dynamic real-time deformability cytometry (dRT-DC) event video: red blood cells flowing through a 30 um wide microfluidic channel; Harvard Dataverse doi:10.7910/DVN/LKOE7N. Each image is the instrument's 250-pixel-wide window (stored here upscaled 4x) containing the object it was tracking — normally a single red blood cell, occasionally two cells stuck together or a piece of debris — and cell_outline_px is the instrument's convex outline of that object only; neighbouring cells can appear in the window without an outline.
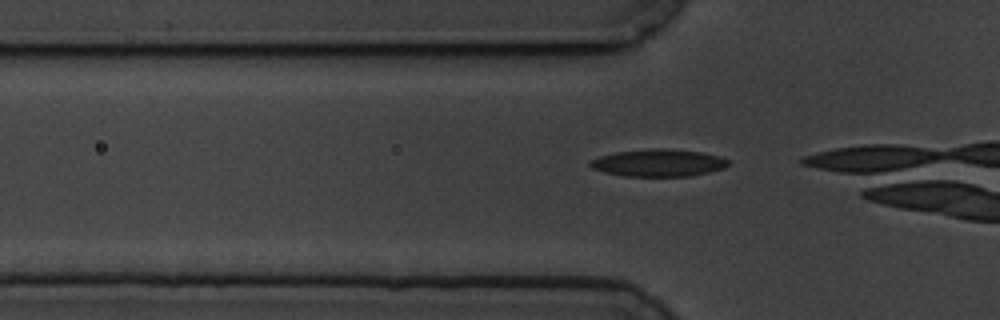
{"species": "common noctule bat (a hibernating species)", "species_latin": "Nyctalus noctula", "temperature_condition": "cold", "stored_images_in_passage": 18, "camera_frame_rate_fps": 3000, "um_per_image_px": 0.085, "animal": {"sex": "male", "body_mass_g": 19.5, "forearm_length_mm": 54.6}, "frame": {"image": 1, "passage_image": 13, "time_ms": 4.0, "image_size_px": [1000, 320], "cell_outline_px": [[728, 164], [724, 168], [708, 172], [688, 176], [624, 176], [604, 172], [592, 168], [588, 164], [588, 160], [600, 156], [616, 152], [652, 148], [664, 148], [700, 152], [716, 156], [728, 160]], "centroid_in_image_um": [55.9, 13.84], "position_along_channel_um": 69.9, "area_um2": 21.79}}